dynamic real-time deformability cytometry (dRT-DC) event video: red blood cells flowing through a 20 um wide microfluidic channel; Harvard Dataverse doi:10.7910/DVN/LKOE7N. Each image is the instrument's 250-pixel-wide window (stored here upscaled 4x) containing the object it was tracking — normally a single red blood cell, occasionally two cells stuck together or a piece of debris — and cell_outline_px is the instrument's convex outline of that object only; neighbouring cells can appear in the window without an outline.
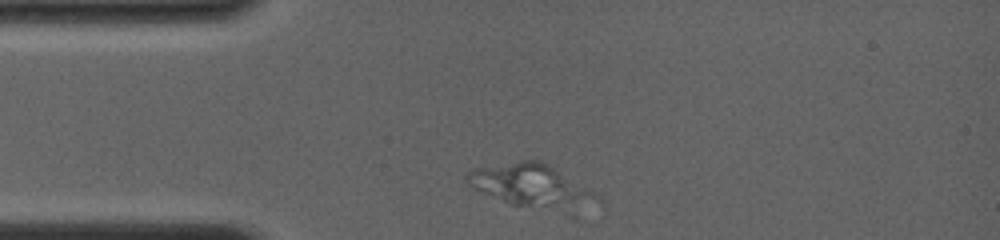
{"species": "common noctule bat (a hibernating species)", "species_latin": "Nyctalus noctula", "temperature_condition": "room temperature", "stored_images_in_passage": 13, "camera_frame_rate_fps": 4000, "um_per_image_px": 0.085, "animal": {"sex": "female", "body_mass_g": 19.0, "forearm_length_mm": 56.7}, "frame": {"image": 1, "passage_image": 1, "time_ms": 0.0, "image_size_px": [1000, 240], "cell_outline_px": [[604, 204], [508, 204], [468, 184], [464, 176], [468, 172], [476, 168], [520, 160], [540, 160], [596, 192]], "centroid_in_image_um": [45.08, 15.67], "position_along_channel_um": 39.9, "area_um2": 30.0}}
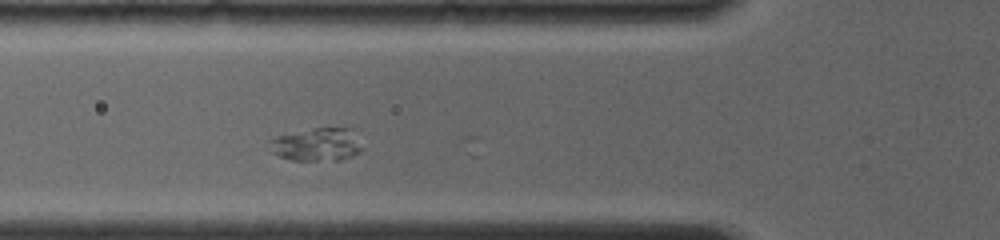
{"frame": {"image": 2, "passage_image": 5, "time_ms": 2.0, "image_size_px": [1000, 240], "cell_outline_px": [[360, 152], [344, 160], [292, 160], [280, 156], [272, 152], [272, 140], [276, 136], [316, 128], [356, 128], [360, 148]], "centroid_in_image_um": [27.02, 12.28], "position_along_channel_um": 98.8, "area_um2": 17.63}}